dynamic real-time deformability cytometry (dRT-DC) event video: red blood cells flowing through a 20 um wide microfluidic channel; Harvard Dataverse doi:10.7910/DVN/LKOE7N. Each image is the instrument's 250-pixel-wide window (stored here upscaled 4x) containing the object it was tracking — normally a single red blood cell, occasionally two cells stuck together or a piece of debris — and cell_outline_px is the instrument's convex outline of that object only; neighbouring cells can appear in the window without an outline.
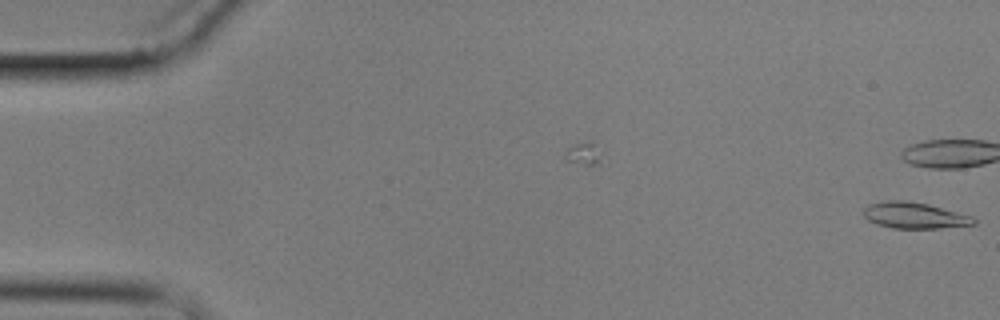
{"species": "common noctule bat (a hibernating species)", "species_latin": "Nyctalus noctula", "temperature_condition": "cold", "stored_images_in_passage": 4, "camera_frame_rate_fps": 3000, "um_per_image_px": 0.085, "animal": {"sex": "male", "body_mass_g": 17.9}, "frame": {"image": 1, "passage_image": 4, "time_ms": 3.667, "image_size_px": [1000, 320], "cell_outline_px": [[976, 224], [940, 228], [892, 228], [876, 224], [868, 220], [864, 216], [864, 208], [868, 204], [884, 200], [904, 200], [928, 204], [972, 216], [976, 220]], "centroid_in_image_um": [77.7, 18.3], "position_along_channel_um": 7.3, "area_um2": 16.82}}